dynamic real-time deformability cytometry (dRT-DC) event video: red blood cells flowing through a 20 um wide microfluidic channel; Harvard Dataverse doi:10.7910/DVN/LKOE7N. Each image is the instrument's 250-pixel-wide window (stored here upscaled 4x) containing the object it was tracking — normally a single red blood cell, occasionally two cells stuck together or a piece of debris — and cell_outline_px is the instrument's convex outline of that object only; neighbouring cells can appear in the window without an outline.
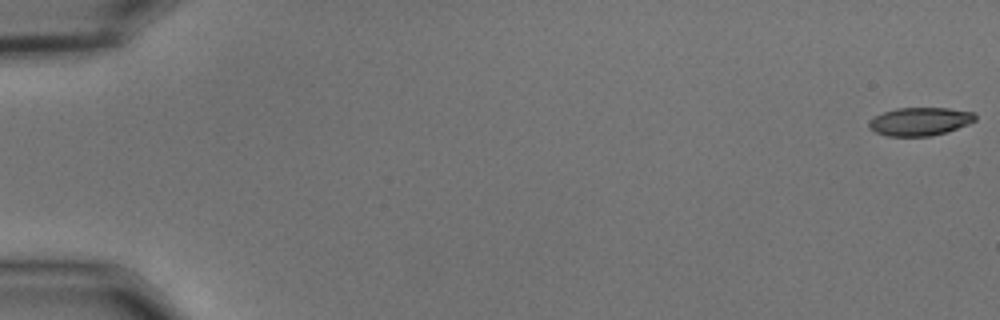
{"species": "common noctule bat (a hibernating species)", "species_latin": "Nyctalus noctula", "temperature_condition": "cold", "stored_images_in_passage": 50, "camera_frame_rate_fps": 3000, "um_per_image_px": 0.085, "animal": {"sex": "male", "body_mass_g": 15.6}, "frame": {"image": 1, "passage_image": 1, "time_ms": 0.0, "image_size_px": [1000, 320], "cell_outline_px": [[976, 120], [968, 124], [948, 132], [932, 136], [888, 136], [876, 132], [868, 128], [868, 120], [884, 112], [896, 108], [948, 108], [976, 112]], "centroid_in_image_um": [78.21, 10.32], "position_along_channel_um": 6.8, "area_um2": 17.63}}
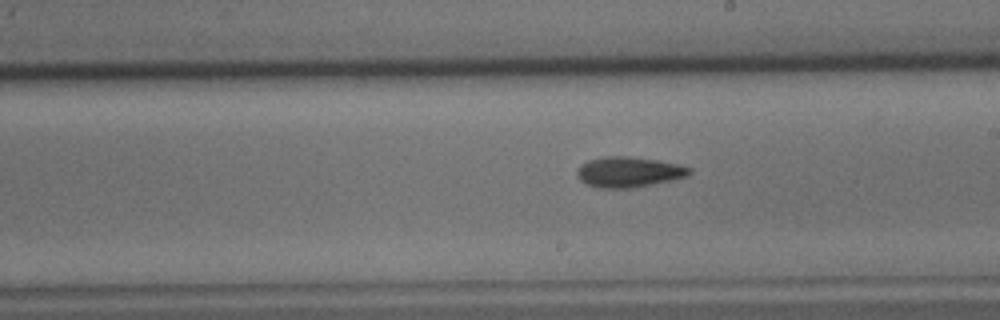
{"frame": {"image": 2, "passage_image": 33, "time_ms": 10.667, "image_size_px": [1000, 320], "cell_outline_px": [[692, 172], [688, 176], [672, 180], [632, 188], [600, 188], [588, 184], [580, 180], [576, 176], [576, 168], [580, 164], [588, 160], [604, 156], [628, 156], [656, 160], [680, 164], [692, 168]], "centroid_in_image_um": [53.43, 14.61], "position_along_channel_um": 235.6, "area_um2": 20.11}}
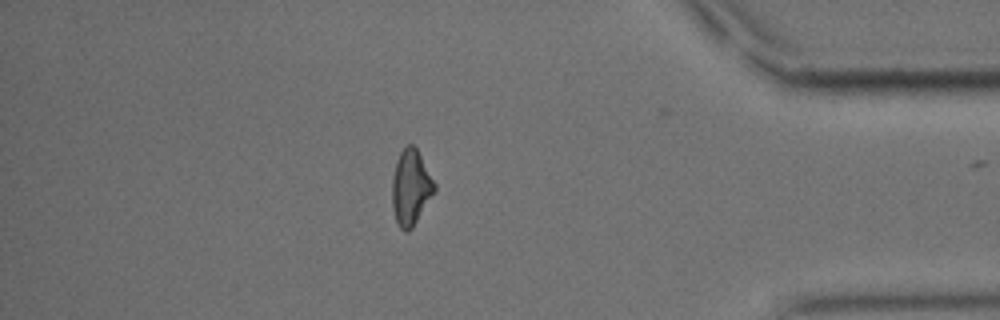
{"frame": {"image": 3, "passage_image": 49, "time_ms": 16.0, "image_size_px": [1000, 320], "cell_outline_px": [[436, 188], [412, 228], [408, 232], [404, 232], [396, 224], [392, 208], [392, 180], [396, 160], [400, 152], [408, 144], [412, 144], [416, 148], [436, 184]], "centroid_in_image_um": [34.89, 15.96], "position_along_channel_um": 400.3, "area_um2": 18.5}}